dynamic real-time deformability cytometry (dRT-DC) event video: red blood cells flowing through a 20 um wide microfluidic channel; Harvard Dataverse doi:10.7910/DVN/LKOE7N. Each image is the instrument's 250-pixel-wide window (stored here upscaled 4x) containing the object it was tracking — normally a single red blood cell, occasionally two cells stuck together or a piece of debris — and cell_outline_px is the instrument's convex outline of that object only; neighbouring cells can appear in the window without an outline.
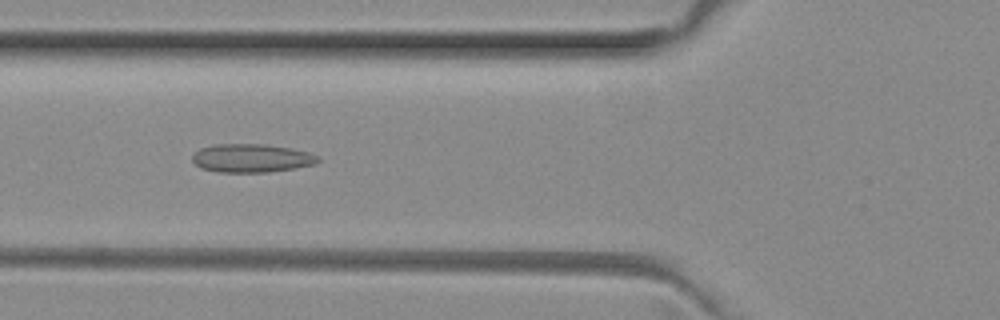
{"species": "common noctule bat (a hibernating species)", "species_latin": "Nyctalus noctula", "temperature_condition": "room temperature", "stored_images_in_passage": 49, "camera_frame_rate_fps": 3000, "um_per_image_px": 0.085, "animal": {"sex": "female", "body_mass_g": 29.2, "forearm_length_mm": 56.3}, "frame": {"image": 1, "passage_image": 17, "time_ms": 5.333, "image_size_px": [1000, 320], "cell_outline_px": [[320, 160], [316, 164], [296, 168], [268, 172], [216, 172], [200, 168], [192, 160], [192, 156], [200, 148], [216, 144], [264, 144], [292, 148], [308, 152], [320, 156]], "centroid_in_image_um": [21.4, 13.44], "position_along_channel_um": 104.4, "area_um2": 20.98}}
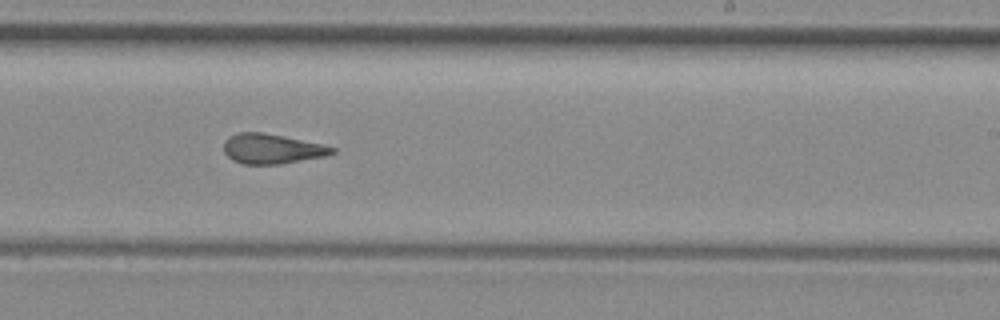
{"frame": {"image": 2, "passage_image": 29, "time_ms": 9.333, "image_size_px": [1000, 320], "cell_outline_px": [[336, 152], [324, 156], [280, 164], [244, 164], [232, 160], [224, 152], [224, 140], [228, 136], [240, 132], [260, 132], [284, 136], [324, 144], [336, 148]], "centroid_in_image_um": [23.11, 12.64], "position_along_channel_um": 265.9, "area_um2": 18.9}}
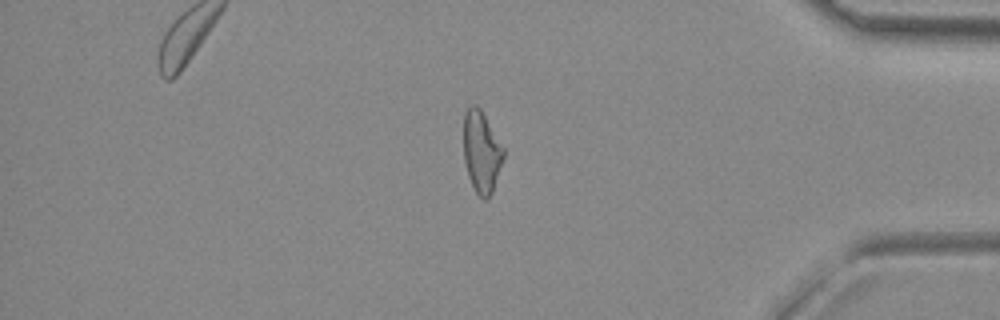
{"frame": {"image": 3, "passage_image": 41, "time_ms": 13.333, "image_size_px": [1000, 320], "cell_outline_px": [[504, 156], [492, 192], [488, 200], [484, 200], [476, 192], [468, 176], [464, 160], [464, 112], [468, 104], [476, 104], [480, 108], [504, 148]], "centroid_in_image_um": [40.91, 12.88], "position_along_channel_um": 394.3, "area_um2": 18.96}, "authors_computed_cell_mechanics": {"area_um2": 19.8254, "velocity_mm_per_s": 4.0393, "shape_relaxation_time_tau1_ms": null, "shape_relaxation_time_tau2_ms": 2.5503, "deformation_change_tau1": null, "deformation_change_tau2": 0.1217}}